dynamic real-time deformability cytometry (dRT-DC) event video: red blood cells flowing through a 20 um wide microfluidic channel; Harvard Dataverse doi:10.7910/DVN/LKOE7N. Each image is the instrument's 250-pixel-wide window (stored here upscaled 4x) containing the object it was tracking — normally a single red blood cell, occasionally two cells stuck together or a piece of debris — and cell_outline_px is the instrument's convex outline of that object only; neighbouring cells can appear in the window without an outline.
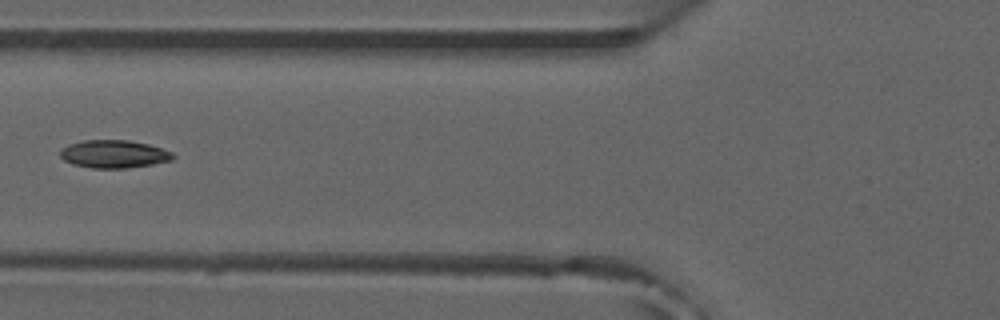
{"species": "common noctule bat (a hibernating species)", "species_latin": "Nyctalus noctula", "temperature_condition": "room temperature", "stored_images_in_passage": 5, "camera_frame_rate_fps": 3000, "um_per_image_px": 0.085, "animal": {"sex": "male", "forearm_length_mm": 52.5}, "frame": {"image": 1, "passage_image": 5, "time_ms": 1.333, "image_size_px": [1000, 320], "cell_outline_px": [[176, 156], [172, 160], [152, 164], [124, 168], [92, 168], [72, 164], [64, 160], [60, 156], [60, 148], [68, 144], [84, 140], [128, 140], [148, 144], [172, 152]], "centroid_in_image_um": [9.65, 13.09], "position_along_channel_um": 116.1, "area_um2": 18.32}}